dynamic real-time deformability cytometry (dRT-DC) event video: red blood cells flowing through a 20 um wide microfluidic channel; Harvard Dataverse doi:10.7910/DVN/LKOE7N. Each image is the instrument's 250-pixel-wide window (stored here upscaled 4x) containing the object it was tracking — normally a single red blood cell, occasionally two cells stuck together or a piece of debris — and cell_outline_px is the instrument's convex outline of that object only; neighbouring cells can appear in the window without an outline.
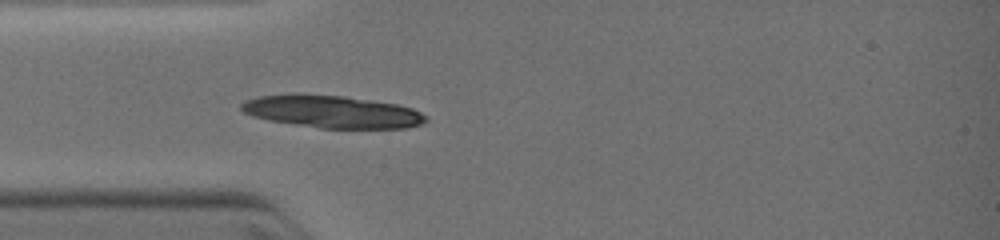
{"species": "common noctule bat (a hibernating species)", "species_latin": "Nyctalus noctula", "temperature_condition": "warm", "stored_images_in_passage": 1, "camera_frame_rate_fps": 3000, "um_per_image_px": 0.085, "animal": {"sex": "female", "body_mass_g": 19.0, "forearm_length_mm": 51.5}, "frame": {"image": 1, "passage_image": 1, "time_ms": 0.0, "image_size_px": [1000, 240], "cell_outline_px": [[428, 120], [424, 124], [408, 128], [320, 128], [268, 120], [252, 116], [244, 112], [240, 108], [240, 104], [248, 100], [260, 96], [344, 96], [396, 104], [412, 108], [428, 116]], "centroid_in_image_um": [28.34, 9.53], "position_along_channel_um": 56.7, "area_um2": 34.04}}